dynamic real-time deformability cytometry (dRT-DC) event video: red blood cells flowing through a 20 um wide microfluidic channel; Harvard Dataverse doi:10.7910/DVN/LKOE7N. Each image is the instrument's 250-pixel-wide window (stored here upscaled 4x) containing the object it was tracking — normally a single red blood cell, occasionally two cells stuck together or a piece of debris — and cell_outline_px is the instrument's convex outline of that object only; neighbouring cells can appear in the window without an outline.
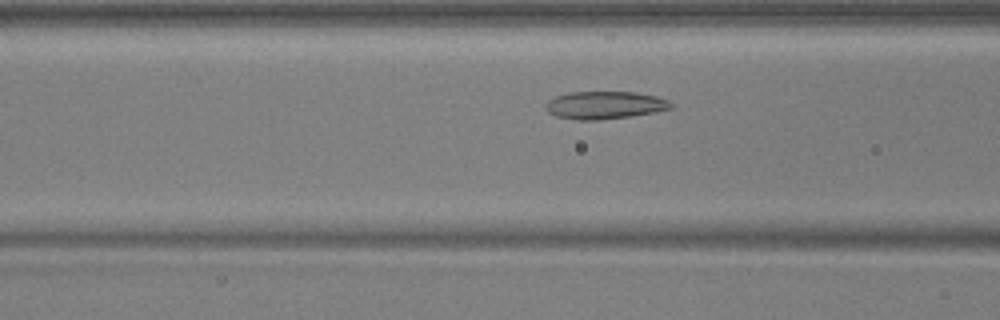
{"species": "common noctule bat (a hibernating species)", "species_latin": "Nyctalus noctula", "temperature_condition": "warm", "stored_images_in_passage": 46, "camera_frame_rate_fps": 3000, "um_per_image_px": 0.085, "animal": {"sex": "male", "body_mass_g": 17.9, "forearm_length_mm": 54.2}, "frame": {"image": 1, "passage_image": 13, "time_ms": 4.0, "image_size_px": [1000, 320], "cell_outline_px": [[672, 108], [656, 112], [600, 120], [580, 120], [556, 116], [548, 112], [544, 108], [544, 104], [548, 100], [556, 96], [572, 92], [636, 92], [656, 96], [668, 100], [672, 104]], "centroid_in_image_um": [51.38, 8.93], "position_along_channel_um": 115.2, "area_um2": 20.17}}
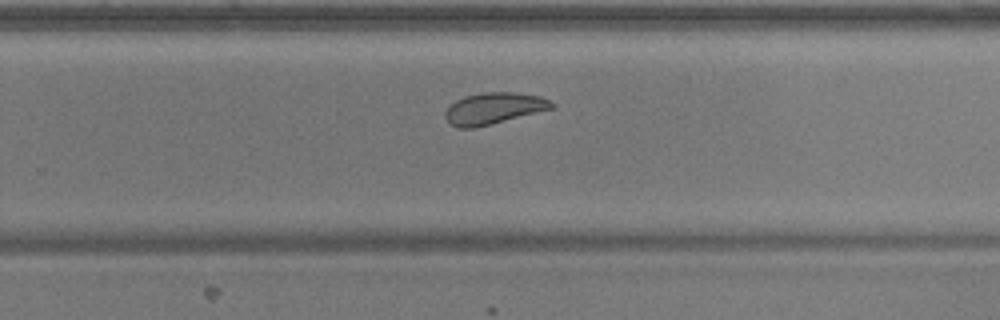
{"frame": {"image": 2, "passage_image": 27, "time_ms": 8.667, "image_size_px": [1000, 320], "cell_outline_px": [[556, 108], [472, 128], [460, 128], [448, 124], [444, 116], [444, 112], [456, 100], [464, 96], [484, 92], [516, 92], [540, 96], [556, 104]], "centroid_in_image_um": [41.97, 9.2], "position_along_channel_um": 287.8, "area_um2": 19.54}}
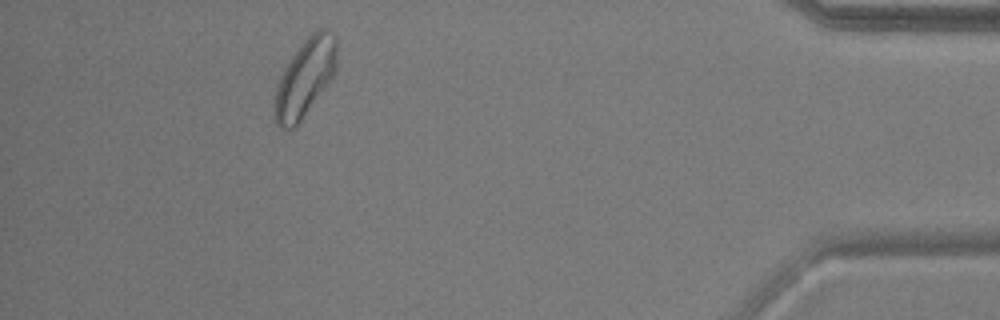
{"frame": {"image": 3, "passage_image": 41, "time_ms": 13.333, "image_size_px": [1000, 320], "cell_outline_px": [[336, 68], [332, 76], [296, 128], [280, 128], [276, 124], [276, 88], [280, 76], [284, 68], [292, 56], [304, 40], [312, 32], [320, 28], [324, 28], [336, 36]], "centroid_in_image_um": [25.94, 6.59], "position_along_channel_um": 409.3, "area_um2": 27.46}, "authors_computed_cell_mechanics": {"area_um2": 21.2126, "velocity_mm_per_s": 3.7037, "shape_relaxation_time_tau1_ms": 5.1286, "shape_relaxation_time_tau2_ms": 2.0898, "deformation_change_tau1": 0.1445, "deformation_change_tau2": 0.0803}}